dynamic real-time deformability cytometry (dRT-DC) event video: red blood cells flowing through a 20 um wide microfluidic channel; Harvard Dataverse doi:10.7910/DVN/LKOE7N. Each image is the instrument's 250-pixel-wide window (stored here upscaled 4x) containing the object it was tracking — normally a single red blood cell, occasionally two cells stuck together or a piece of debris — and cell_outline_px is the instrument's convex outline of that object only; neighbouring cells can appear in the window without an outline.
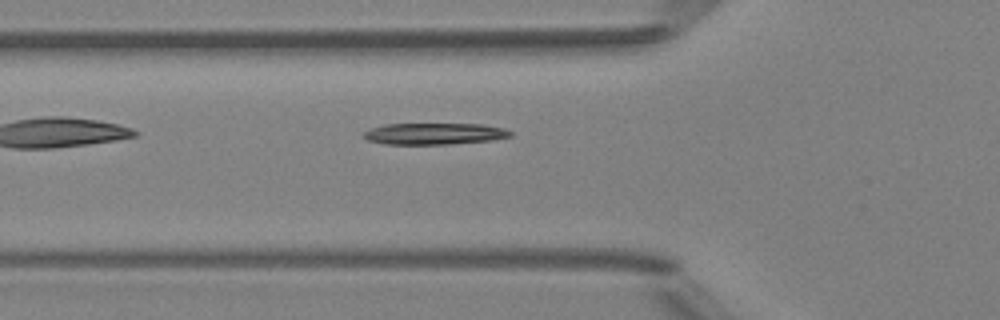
{"species": "Egyptian fruit bat (a non-hibernating species)", "species_latin": "Rousettus aegyptiacus", "temperature_condition": "room temperature", "stored_images_in_passage": 5, "camera_frame_rate_fps": 3000, "um_per_image_px": 0.085, "animal": {"sex": "female"}, "frame": {"image": 1, "passage_image": 5, "time_ms": 4.667, "image_size_px": [1000, 320], "cell_outline_px": [[512, 136], [492, 140], [448, 144], [384, 144], [368, 140], [360, 136], [364, 132], [372, 128], [384, 124], [484, 124], [504, 128], [512, 132]], "centroid_in_image_um": [36.91, 11.36], "position_along_channel_um": 88.9, "area_um2": 18.44}}